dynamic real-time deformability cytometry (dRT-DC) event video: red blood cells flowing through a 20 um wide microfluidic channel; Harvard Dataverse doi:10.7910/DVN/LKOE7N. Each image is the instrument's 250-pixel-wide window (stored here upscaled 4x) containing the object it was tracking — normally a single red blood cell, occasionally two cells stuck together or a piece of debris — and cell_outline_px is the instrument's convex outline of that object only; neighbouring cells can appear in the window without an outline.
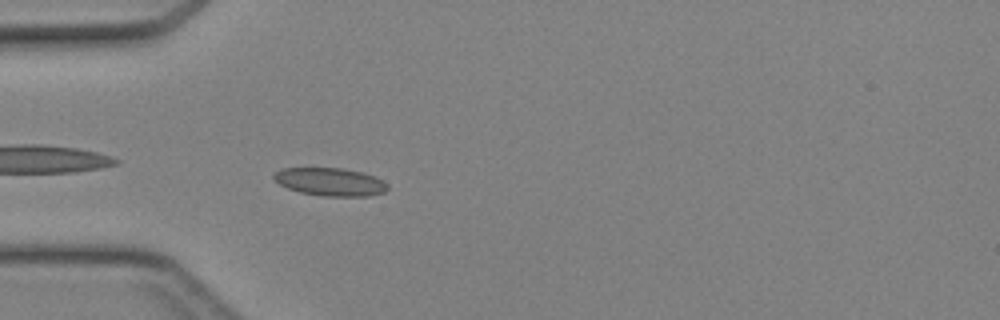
{"species": "Egyptian fruit bat (a non-hibernating species)", "species_latin": "Rousettus aegyptiacus", "temperature_condition": "cold", "stored_images_in_passage": 33, "camera_frame_rate_fps": 3000, "um_per_image_px": 0.085, "animal": {"sex": "female"}, "frame": {"image": 1, "passage_image": 2, "time_ms": 0.333, "image_size_px": [1000, 320], "cell_outline_px": [[388, 188], [384, 192], [368, 196], [324, 196], [300, 192], [288, 188], [280, 184], [272, 176], [280, 168], [344, 168], [364, 172], [388, 184]], "centroid_in_image_um": [28.07, 15.45], "position_along_channel_um": 56.9, "area_um2": 18.44}}
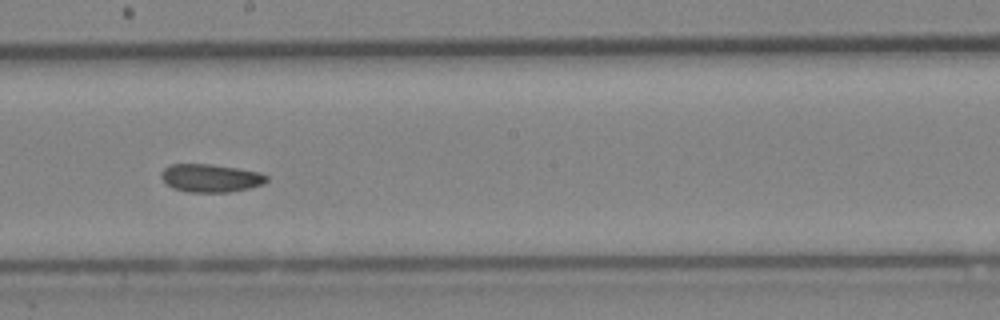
{"frame": {"image": 2, "passage_image": 14, "time_ms": 4.333, "image_size_px": [1000, 320], "cell_outline_px": [[268, 180], [264, 184], [248, 188], [228, 192], [188, 192], [172, 188], [160, 176], [160, 172], [164, 168], [172, 164], [212, 164], [260, 172], [268, 176]], "centroid_in_image_um": [17.91, 15.13], "position_along_channel_um": 230.3, "area_um2": 17.22}}
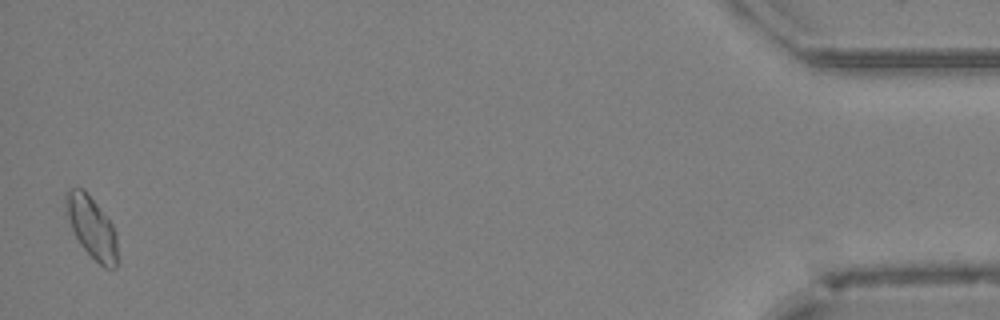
{"frame": {"image": 3, "passage_image": 33, "time_ms": 10.667, "image_size_px": [1000, 320], "cell_outline_px": [[116, 268], [104, 268], [80, 244], [72, 228], [68, 216], [64, 200], [64, 192], [68, 188], [84, 188], [112, 224], [116, 236]], "centroid_in_image_um": [7.77, 19.27], "position_along_channel_um": 427.4, "area_um2": 18.15}}